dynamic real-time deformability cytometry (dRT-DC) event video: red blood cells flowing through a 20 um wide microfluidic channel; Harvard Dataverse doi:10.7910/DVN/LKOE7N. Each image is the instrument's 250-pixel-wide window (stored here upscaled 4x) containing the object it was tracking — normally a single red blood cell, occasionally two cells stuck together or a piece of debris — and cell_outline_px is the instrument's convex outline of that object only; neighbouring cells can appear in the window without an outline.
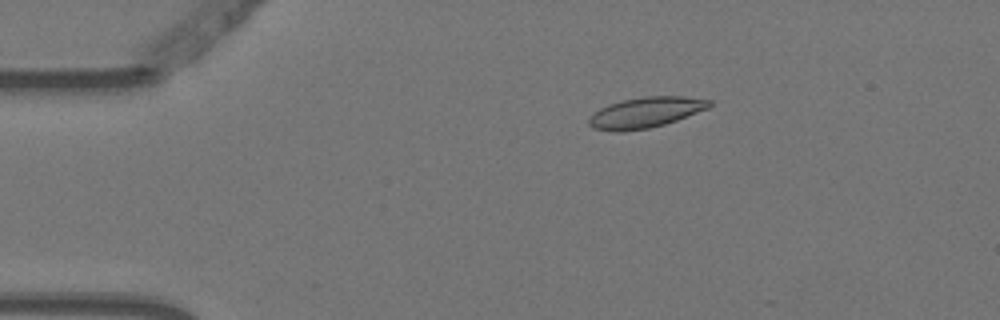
{"species": "Egyptian fruit bat (a non-hibernating species)", "species_latin": "Rousettus aegyptiacus", "temperature_condition": "warm", "stored_images_in_passage": 8, "camera_frame_rate_fps": 3000, "um_per_image_px": 0.085, "animal": {"sex": "female"}, "frame": {"image": 1, "passage_image": 3, "time_ms": 0.667, "image_size_px": [1000, 320], "cell_outline_px": [[712, 104], [708, 108], [676, 120], [664, 124], [648, 128], [620, 132], [616, 132], [592, 128], [588, 124], [588, 120], [600, 108], [608, 104], [624, 100], [644, 96], [684, 96], [712, 100]], "centroid_in_image_um": [54.88, 9.56], "position_along_channel_um": 30.1, "area_um2": 21.33}}
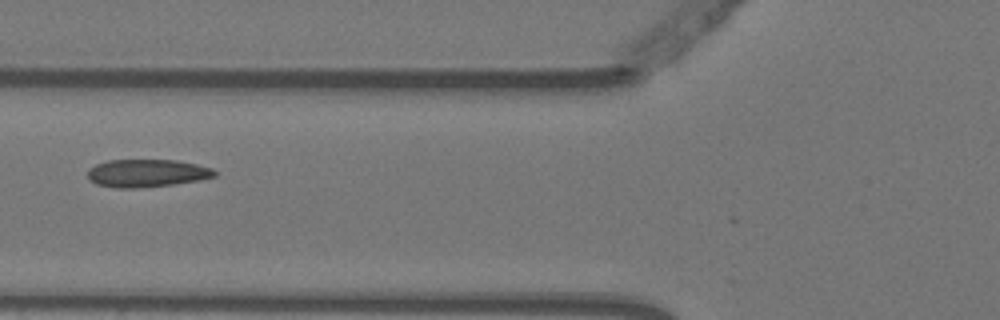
{"frame": {"image": 2, "passage_image": 6, "time_ms": 1.667, "image_size_px": [1000, 320], "cell_outline_px": [[216, 176], [200, 180], [172, 184], [136, 188], [116, 188], [96, 184], [88, 180], [88, 168], [96, 164], [108, 160], [176, 160], [196, 164], [212, 168], [216, 172]], "centroid_in_image_um": [12.45, 14.72], "position_along_channel_um": 113.3, "area_um2": 20.58}}
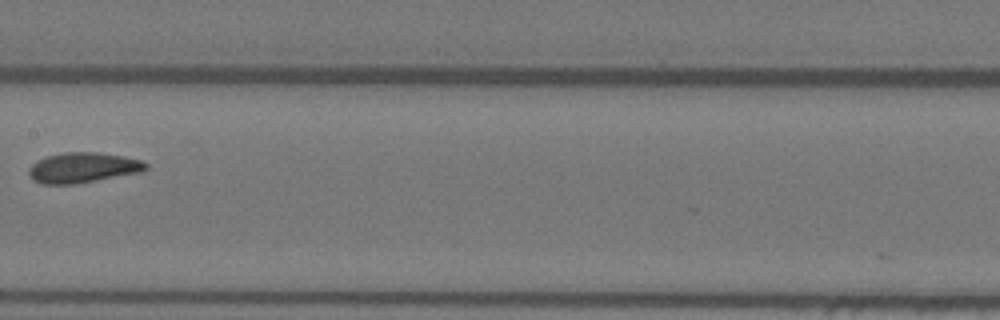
{"frame": {"image": 3, "passage_image": 8, "time_ms": 2.333, "image_size_px": [1000, 320], "cell_outline_px": [[148, 168], [144, 172], [76, 184], [40, 184], [32, 180], [28, 172], [28, 168], [36, 160], [48, 156], [64, 152], [96, 152], [124, 156], [140, 160], [148, 164]], "centroid_in_image_um": [7.05, 14.26], "position_along_channel_um": 200.3, "area_um2": 20.92}}